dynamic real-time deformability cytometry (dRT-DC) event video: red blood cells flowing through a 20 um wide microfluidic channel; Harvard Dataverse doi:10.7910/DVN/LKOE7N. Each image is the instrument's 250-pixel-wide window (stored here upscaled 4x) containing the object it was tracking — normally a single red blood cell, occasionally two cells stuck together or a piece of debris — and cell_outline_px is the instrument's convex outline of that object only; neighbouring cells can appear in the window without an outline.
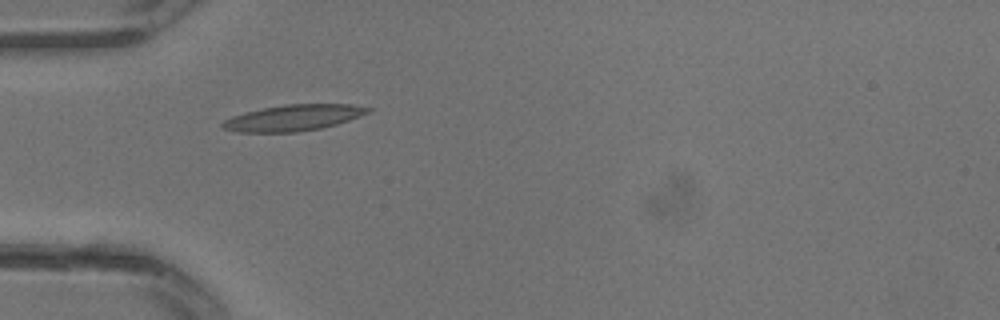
{"species": "common noctule bat (a hibernating species)", "species_latin": "Nyctalus noctula", "temperature_condition": "warm", "stored_images_in_passage": 3, "camera_frame_rate_fps": 3000, "um_per_image_px": 0.085, "animal": {"sex": "male", "body_mass_g": 13.3}, "frame": {"image": 1, "passage_image": 1, "time_ms": 0.0, "image_size_px": [1000, 320], "cell_outline_px": [[372, 112], [336, 124], [320, 128], [296, 132], [240, 132], [224, 128], [220, 124], [224, 120], [232, 116], [244, 112], [260, 108], [284, 104], [352, 104], [372, 108]], "centroid_in_image_um": [24.95, 9.99], "position_along_channel_um": 60.1, "area_um2": 22.14}}
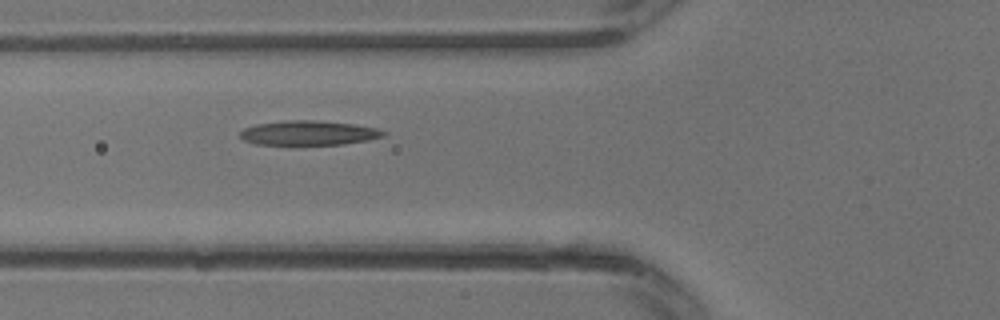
{"frame": {"image": 2, "passage_image": 3, "time_ms": 0.667, "image_size_px": [1000, 320], "cell_outline_px": [[388, 132], [384, 136], [368, 140], [344, 144], [256, 144], [244, 140], [240, 136], [240, 132], [244, 128], [256, 124], [288, 120], [316, 120], [352, 124], [376, 128]], "centroid_in_image_um": [26.24, 11.29], "position_along_channel_um": 99.6, "area_um2": 20.29}}